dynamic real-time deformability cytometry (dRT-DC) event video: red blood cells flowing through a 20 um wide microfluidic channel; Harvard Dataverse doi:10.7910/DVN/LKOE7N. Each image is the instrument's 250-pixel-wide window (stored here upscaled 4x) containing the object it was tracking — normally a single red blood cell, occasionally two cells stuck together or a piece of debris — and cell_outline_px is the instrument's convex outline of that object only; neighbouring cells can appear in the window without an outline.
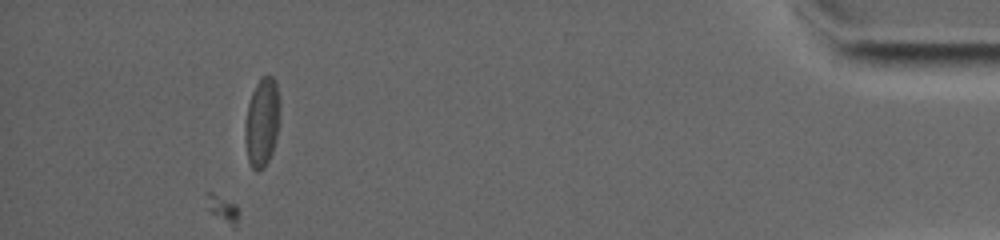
{"species": "common noctule bat (a hibernating species)", "species_latin": "Nyctalus noctula", "temperature_condition": "warm", "stored_images_in_passage": 41, "camera_frame_rate_fps": 4500, "um_per_image_px": 0.085, "animal": {"sex": "female", "body_mass_g": 19.0, "forearm_length_mm": 53.3}, "frame": {"image": 1, "passage_image": 41, "time_ms": 15.111, "image_size_px": [1000, 240], "cell_outline_px": [[280, 116], [276, 140], [272, 152], [264, 168], [256, 172], [252, 168], [248, 160], [244, 140], [244, 124], [248, 104], [252, 92], [260, 76], [268, 72], [276, 80], [280, 100]], "centroid_in_image_um": [22.28, 10.34], "position_along_channel_um": 412.9, "area_um2": 18.73}}